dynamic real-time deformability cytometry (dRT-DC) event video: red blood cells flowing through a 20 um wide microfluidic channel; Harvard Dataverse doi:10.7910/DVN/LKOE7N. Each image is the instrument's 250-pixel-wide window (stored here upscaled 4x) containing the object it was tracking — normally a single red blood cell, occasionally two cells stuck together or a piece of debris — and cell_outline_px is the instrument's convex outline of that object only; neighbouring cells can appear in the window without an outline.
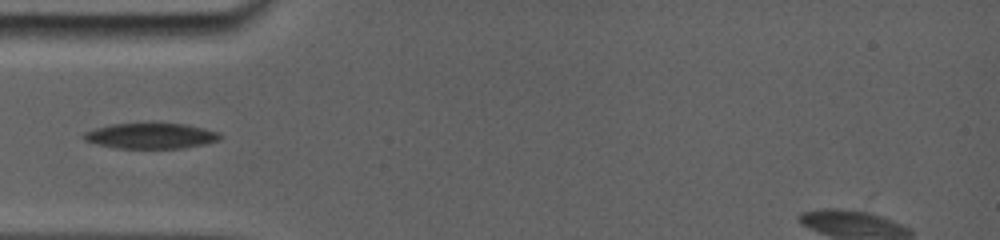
{"species": "common noctule bat (a hibernating species)", "species_latin": "Nyctalus noctula", "temperature_condition": "room temperature", "stored_images_in_passage": 17, "camera_frame_rate_fps": 5000, "um_per_image_px": 0.085, "animal": {"sex": "female", "body_mass_g": 19.0, "forearm_length_mm": 56.7}, "frame": {"image": 1, "passage_image": 2, "time_ms": 1.2, "image_size_px": [1000, 240], "cell_outline_px": [[220, 136], [216, 140], [200, 144], [180, 148], [120, 148], [100, 144], [84, 140], [84, 136], [88, 132], [112, 124], [184, 124], [216, 132]], "centroid_in_image_um": [12.81, 11.55], "position_along_channel_um": 72.2, "area_um2": 19.13}}
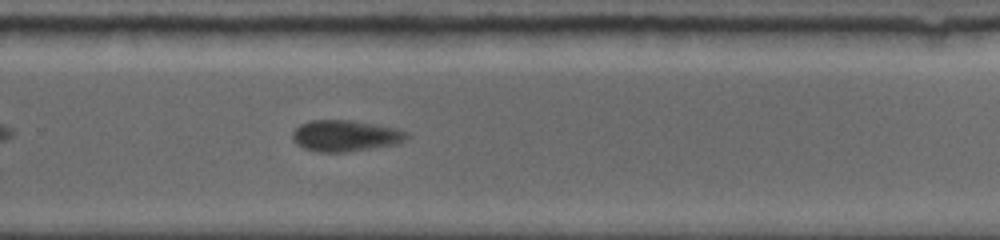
{"frame": {"image": 2, "passage_image": 9, "time_ms": 7.2, "image_size_px": [1000, 240], "cell_outline_px": [[408, 136], [400, 144], [344, 152], [320, 152], [304, 148], [296, 144], [292, 140], [292, 132], [300, 124], [312, 120], [352, 120], [400, 128], [408, 132]], "centroid_in_image_um": [29.38, 11.53], "position_along_channel_um": 300.4, "area_um2": 21.04}}
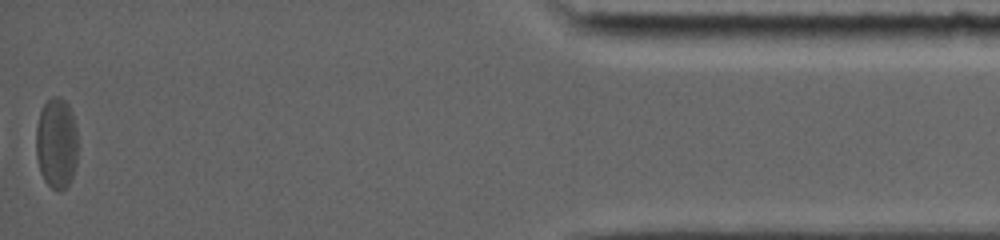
{"frame": {"image": 3, "passage_image": 17, "time_ms": 12.4, "image_size_px": [1000, 240], "cell_outline_px": [[76, 164], [72, 176], [68, 184], [60, 192], [52, 188], [44, 180], [40, 172], [36, 156], [36, 128], [40, 112], [44, 104], [52, 96], [60, 96], [68, 104], [72, 112], [76, 128]], "centroid_in_image_um": [4.79, 12.16], "position_along_channel_um": 430.4, "area_um2": 22.14}, "authors_computed_cell_mechanics": {"area_um2": 21.3282, "velocity_mm_per_s": 3.8168, "shape_relaxation_time_tau1_ms": 6.4506, "shape_relaxation_time_tau2_ms": 2.4511, "deformation_change_tau1": 0.1559, "deformation_change_tau2": 0.0677}}